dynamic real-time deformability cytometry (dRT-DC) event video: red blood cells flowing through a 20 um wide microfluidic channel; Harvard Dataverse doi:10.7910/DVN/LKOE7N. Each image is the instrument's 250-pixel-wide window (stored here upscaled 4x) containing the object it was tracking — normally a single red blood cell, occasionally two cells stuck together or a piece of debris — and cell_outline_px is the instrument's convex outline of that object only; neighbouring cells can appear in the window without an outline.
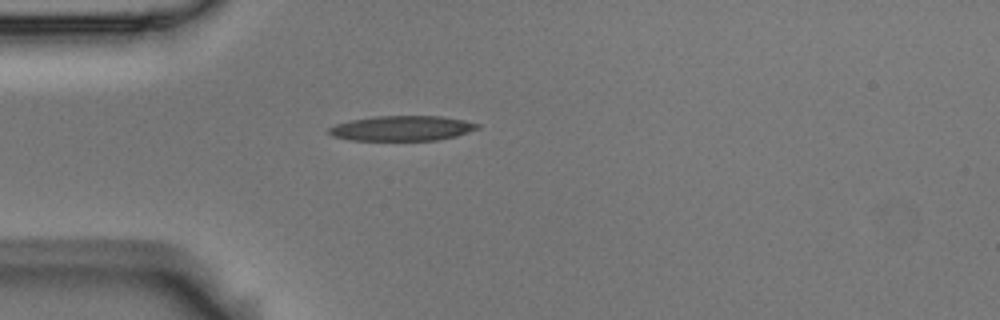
{"species": "Egyptian fruit bat (a non-hibernating species)", "species_latin": "Rousettus aegyptiacus", "temperature_condition": "room temperature", "stored_images_in_passage": 3, "camera_frame_rate_fps": 3000, "um_per_image_px": 0.085, "animal": {"sex": "male"}, "frame": {"image": 1, "passage_image": 2, "time_ms": 0.333, "image_size_px": [1000, 320], "cell_outline_px": [[480, 128], [456, 136], [436, 140], [348, 140], [332, 136], [328, 132], [328, 128], [336, 124], [352, 120], [376, 116], [440, 116], [464, 120], [480, 124]], "centroid_in_image_um": [34.17, 10.9], "position_along_channel_um": 50.8, "area_um2": 21.62}}